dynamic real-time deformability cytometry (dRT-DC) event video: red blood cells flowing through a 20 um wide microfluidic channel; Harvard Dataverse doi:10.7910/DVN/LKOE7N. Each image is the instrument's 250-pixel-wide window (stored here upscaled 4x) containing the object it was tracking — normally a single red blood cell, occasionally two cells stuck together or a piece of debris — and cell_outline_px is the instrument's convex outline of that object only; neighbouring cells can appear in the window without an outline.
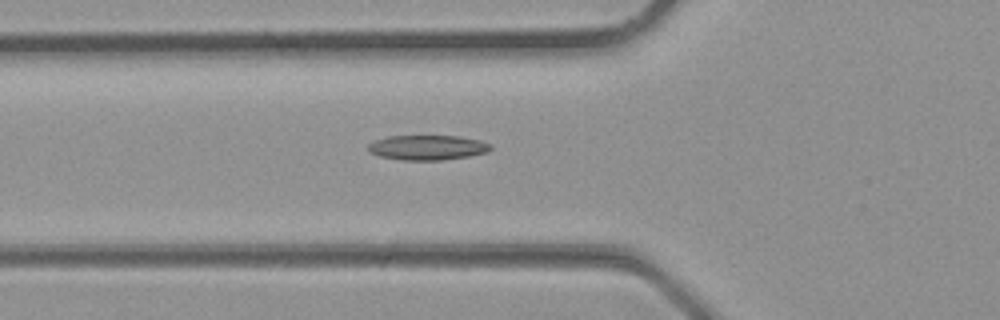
{"species": "common noctule bat (a hibernating species)", "species_latin": "Nyctalus noctula", "temperature_condition": "room temperature", "stored_images_in_passage": 31, "camera_frame_rate_fps": 3000, "um_per_image_px": 0.085, "animal": {"sex": "male", "body_mass_g": 23.1, "forearm_length_mm": 52.7}, "frame": {"image": 1, "passage_image": 9, "time_ms": 2.667, "image_size_px": [1000, 320], "cell_outline_px": [[492, 148], [488, 152], [468, 156], [440, 160], [404, 160], [380, 156], [368, 152], [368, 144], [376, 140], [388, 136], [460, 136], [480, 140], [492, 144]], "centroid_in_image_um": [36.36, 12.53], "position_along_channel_um": 89.4, "area_um2": 17.74}}
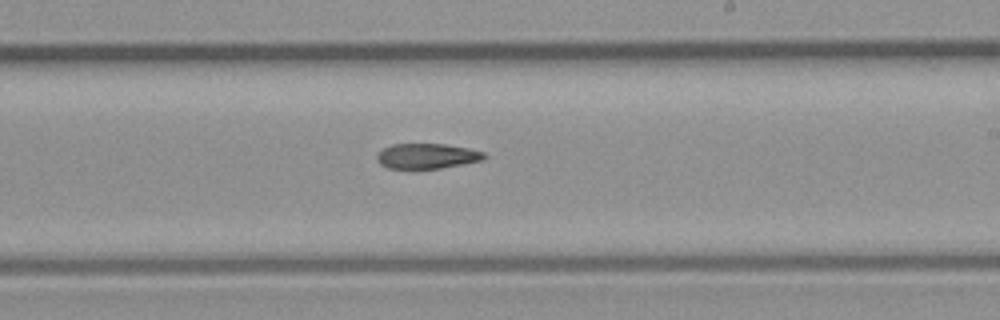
{"frame": {"image": 2, "passage_image": 17, "time_ms": 5.333, "image_size_px": [1000, 320], "cell_outline_px": [[488, 156], [484, 160], [464, 164], [440, 168], [388, 168], [380, 164], [376, 160], [376, 152], [392, 144], [444, 144], [468, 148], [484, 152]], "centroid_in_image_um": [36.29, 13.26], "position_along_channel_um": 252.7, "area_um2": 15.84}}
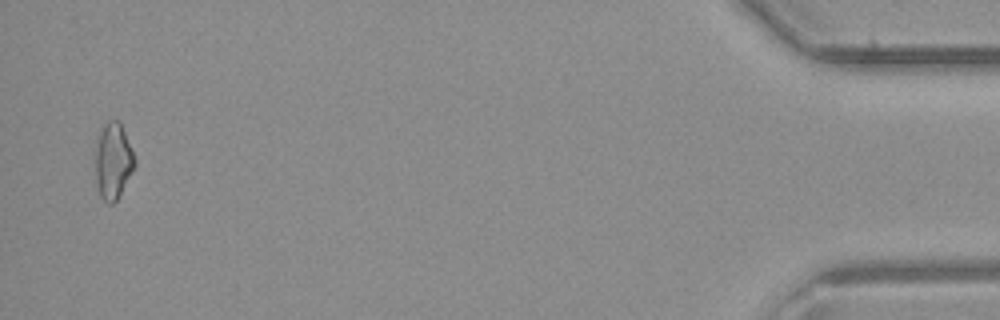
{"frame": {"image": 3, "passage_image": 30, "time_ms": 9.667, "image_size_px": [1000, 320], "cell_outline_px": [[136, 164], [120, 196], [112, 204], [108, 204], [100, 196], [96, 180], [96, 140], [100, 128], [108, 120], [120, 120], [136, 160]], "centroid_in_image_um": [9.62, 13.66], "position_along_channel_um": 425.6, "area_um2": 17.63}}